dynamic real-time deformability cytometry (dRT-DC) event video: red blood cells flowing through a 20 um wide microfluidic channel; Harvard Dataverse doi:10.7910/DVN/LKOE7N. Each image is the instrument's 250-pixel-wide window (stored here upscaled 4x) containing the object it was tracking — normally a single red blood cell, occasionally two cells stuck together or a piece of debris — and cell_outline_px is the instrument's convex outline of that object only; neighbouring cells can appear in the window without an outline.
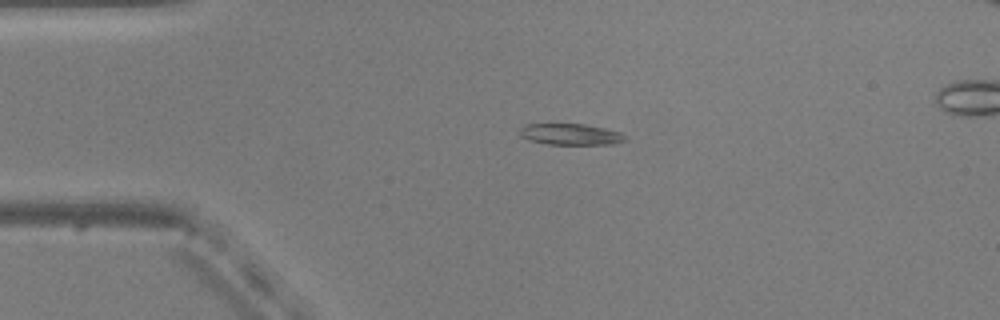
{"species": "common noctule bat (a hibernating species)", "species_latin": "Nyctalus noctula", "temperature_condition": "warm", "stored_images_in_passage": 43, "camera_frame_rate_fps": 3000, "um_per_image_px": 0.085, "animal": {"sex": "male", "body_mass_g": 20.5, "forearm_length_mm": 52.5}, "frame": {"image": 1, "passage_image": 1, "time_ms": 0.0, "image_size_px": [1000, 320], "cell_outline_px": [[628, 140], [612, 144], [548, 144], [532, 140], [520, 136], [520, 128], [524, 124], [584, 124], [604, 128], [620, 132]], "centroid_in_image_um": [48.51, 11.41], "position_along_channel_um": 36.5, "area_um2": 12.89}}
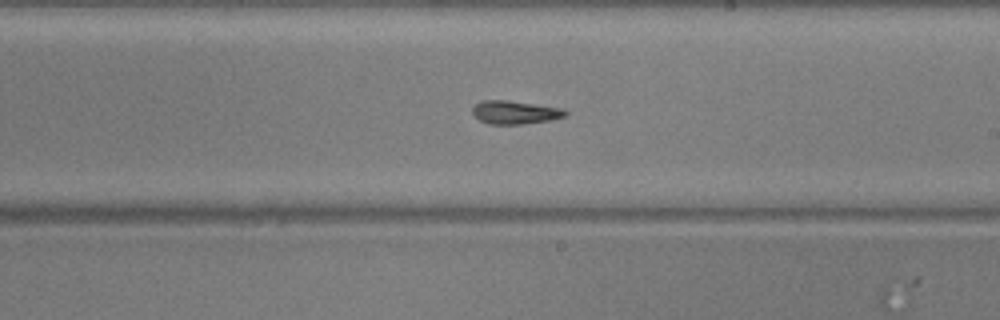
{"frame": {"image": 2, "passage_image": 20, "time_ms": 6.333, "image_size_px": [1000, 320], "cell_outline_px": [[568, 116], [552, 120], [520, 124], [488, 124], [480, 120], [472, 112], [472, 108], [480, 100], [508, 100], [564, 108], [568, 112]], "centroid_in_image_um": [43.82, 9.54], "position_along_channel_um": 245.2, "area_um2": 12.77}}
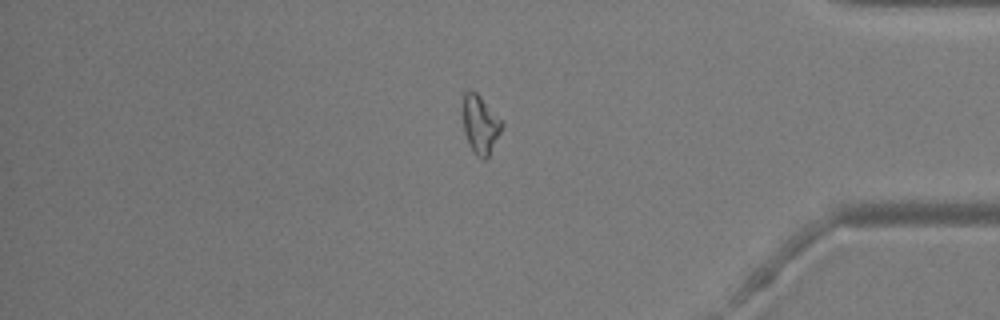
{"frame": {"image": 3, "passage_image": 34, "time_ms": 11.0, "image_size_px": [1000, 320], "cell_outline_px": [[504, 124], [488, 156], [484, 160], [476, 156], [468, 144], [464, 132], [464, 92], [468, 88], [476, 92], [504, 120]], "centroid_in_image_um": [40.85, 10.56], "position_along_channel_um": 394.4, "area_um2": 13.29}}